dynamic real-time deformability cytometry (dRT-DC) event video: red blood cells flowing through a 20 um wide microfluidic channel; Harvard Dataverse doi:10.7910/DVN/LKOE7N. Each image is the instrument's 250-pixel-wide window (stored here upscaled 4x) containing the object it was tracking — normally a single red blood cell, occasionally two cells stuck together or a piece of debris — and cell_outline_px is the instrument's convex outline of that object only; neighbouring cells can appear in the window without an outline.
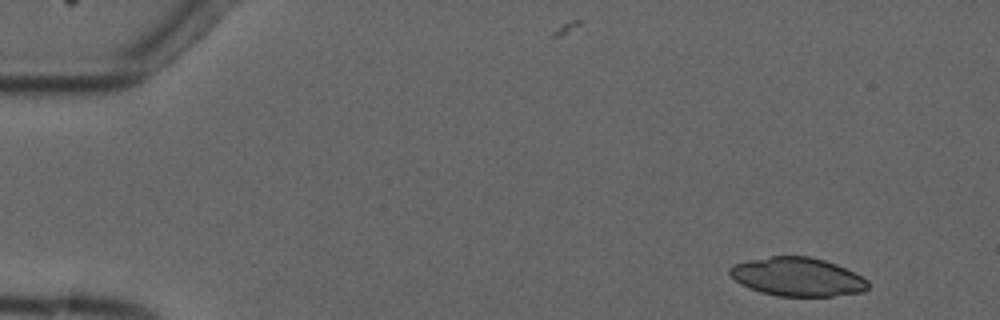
{"species": "common noctule bat (a hibernating species)", "species_latin": "Nyctalus noctula", "temperature_condition": "cold", "stored_images_in_passage": 4, "camera_frame_rate_fps": 3000, "um_per_image_px": 0.085, "animal": {"sex": "male", "forearm_length_mm": 52.5}, "frame": {"image": 1, "passage_image": 1, "time_ms": 0.0, "image_size_px": [1000, 320], "cell_outline_px": [[868, 288], [864, 292], [832, 296], [776, 296], [760, 292], [748, 288], [740, 284], [728, 272], [728, 268], [736, 264], [748, 260], [772, 256], [812, 256], [836, 264], [868, 280]], "centroid_in_image_um": [67.77, 23.54], "position_along_channel_um": 17.2, "area_um2": 31.1}}